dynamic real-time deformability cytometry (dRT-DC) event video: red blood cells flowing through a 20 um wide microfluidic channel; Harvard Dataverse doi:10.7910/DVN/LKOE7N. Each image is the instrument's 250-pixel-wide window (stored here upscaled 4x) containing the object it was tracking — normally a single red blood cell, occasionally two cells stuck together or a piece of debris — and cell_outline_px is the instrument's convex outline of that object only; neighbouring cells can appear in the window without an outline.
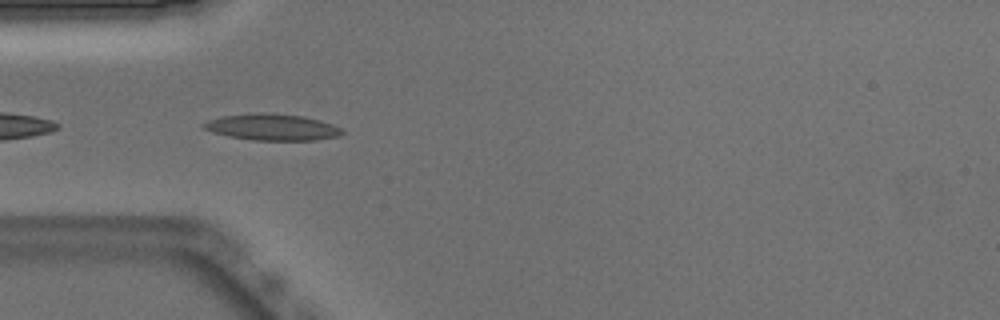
{"species": "Egyptian fruit bat (a non-hibernating species)", "species_latin": "Rousettus aegyptiacus", "temperature_condition": "warm", "stored_images_in_passage": 6, "camera_frame_rate_fps": 3000, "um_per_image_px": 0.085, "animal": {"sex": "male"}, "frame": {"image": 1, "passage_image": 2, "time_ms": 0.333, "image_size_px": [1000, 320], "cell_outline_px": [[344, 132], [340, 136], [316, 140], [252, 140], [228, 136], [212, 132], [204, 128], [200, 124], [208, 120], [220, 116], [252, 112], [304, 116], [320, 120], [344, 128]], "centroid_in_image_um": [23.13, 10.8], "position_along_channel_um": 61.9, "area_um2": 21.5}}